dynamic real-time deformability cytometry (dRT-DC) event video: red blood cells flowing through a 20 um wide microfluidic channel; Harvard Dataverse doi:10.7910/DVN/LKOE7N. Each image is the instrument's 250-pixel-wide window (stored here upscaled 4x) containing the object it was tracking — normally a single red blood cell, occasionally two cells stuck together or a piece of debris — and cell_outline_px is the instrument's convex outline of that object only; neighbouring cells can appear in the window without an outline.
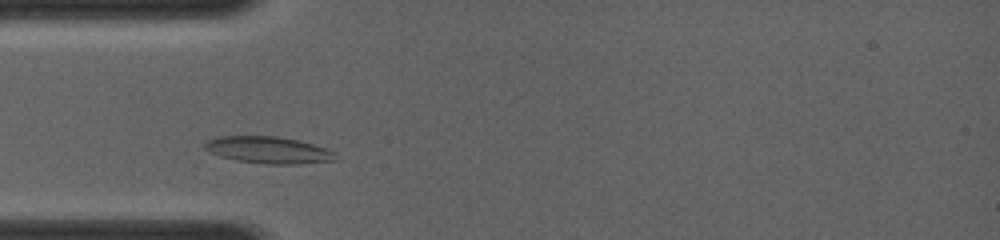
{"species": "common noctule bat (a hibernating species)", "species_latin": "Nyctalus noctula", "temperature_condition": "room temperature", "stored_images_in_passage": 21, "camera_frame_rate_fps": 4000, "um_per_image_px": 0.085, "animal": {"sex": "female", "body_mass_g": 19.0, "forearm_length_mm": 56.7}, "frame": {"image": 1, "passage_image": 4, "time_ms": 1.25, "image_size_px": [1000, 240], "cell_outline_px": [[336, 160], [300, 164], [268, 164], [236, 160], [220, 156], [208, 152], [204, 148], [204, 144], [208, 140], [216, 136], [276, 136], [296, 140], [312, 144], [336, 152]], "centroid_in_image_um": [22.78, 12.75], "position_along_channel_um": 62.2, "area_um2": 20.4}}
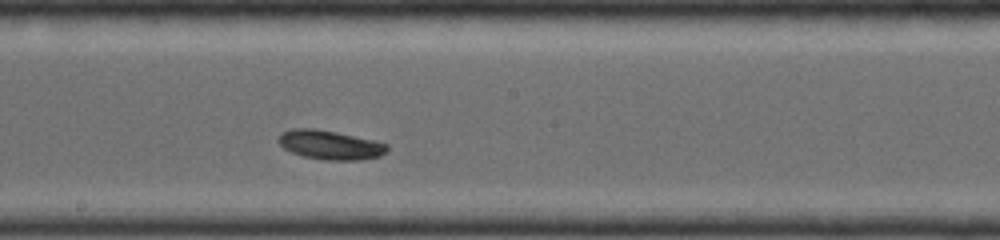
{"frame": {"image": 2, "passage_image": 11, "time_ms": 4.75, "image_size_px": [1000, 240], "cell_outline_px": [[388, 148], [380, 156], [360, 160], [324, 160], [304, 156], [292, 152], [284, 148], [276, 140], [284, 132], [292, 128], [316, 128], [336, 132], [372, 140], [388, 144]], "centroid_in_image_um": [28.04, 12.31], "position_along_channel_um": 220.2, "area_um2": 18.26}}
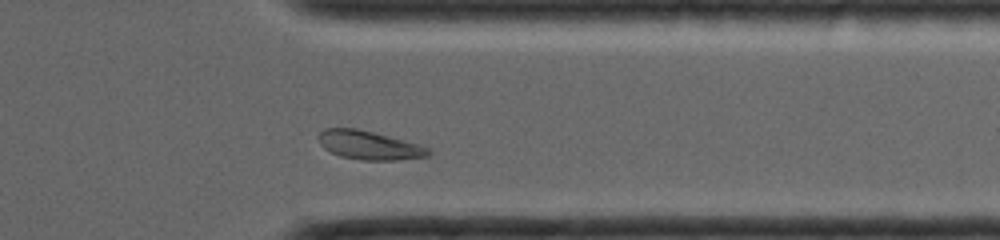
{"frame": {"image": 3, "passage_image": 19, "time_ms": 8.25, "image_size_px": [1000, 240], "cell_outline_px": [[432, 152], [428, 156], [396, 160], [360, 160], [340, 156], [324, 148], [320, 144], [316, 136], [324, 128], [356, 128], [420, 144], [428, 148]], "centroid_in_image_um": [31.35, 12.34], "position_along_channel_um": 380.0, "area_um2": 18.38}}